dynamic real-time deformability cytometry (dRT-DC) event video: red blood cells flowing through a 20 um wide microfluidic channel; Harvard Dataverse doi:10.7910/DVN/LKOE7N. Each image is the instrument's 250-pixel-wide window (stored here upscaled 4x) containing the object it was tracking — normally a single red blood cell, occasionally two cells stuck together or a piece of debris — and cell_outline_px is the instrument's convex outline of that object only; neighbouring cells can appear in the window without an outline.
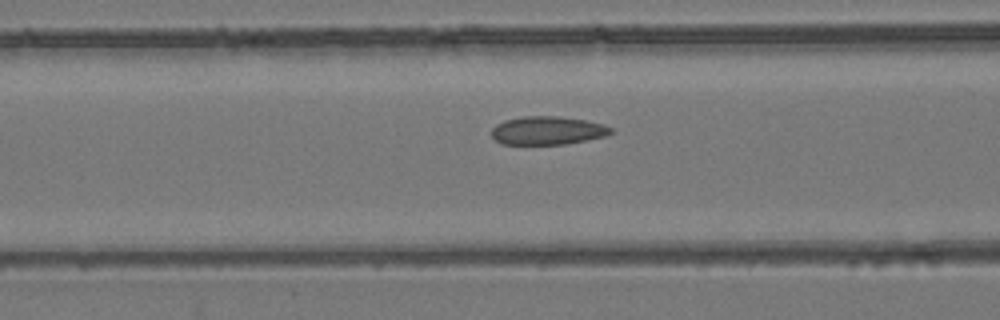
{"species": "common noctule bat (a hibernating species)", "species_latin": "Nyctalus noctula", "temperature_condition": "room temperature", "stored_images_in_passage": 36, "camera_frame_rate_fps": 3000, "um_per_image_px": 0.085, "animal": {"sex": "female", "body_mass_g": 24.6, "forearm_length_mm": 56.2}, "frame": {"image": 1, "passage_image": 5, "time_ms": 1.333, "image_size_px": [1000, 320], "cell_outline_px": [[616, 132], [608, 136], [564, 144], [500, 144], [492, 136], [492, 128], [496, 124], [504, 120], [524, 116], [556, 116], [584, 120], [604, 124], [612, 128]], "centroid_in_image_um": [46.57, 11.09], "position_along_channel_um": 120.0, "area_um2": 19.83}}
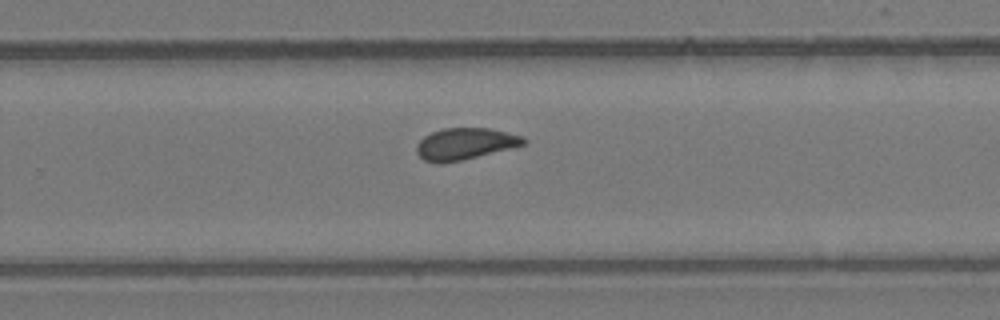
{"frame": {"image": 2, "passage_image": 18, "time_ms": 5.667, "image_size_px": [1000, 320], "cell_outline_px": [[528, 140], [524, 144], [512, 148], [460, 160], [424, 160], [416, 152], [416, 144], [424, 136], [432, 132], [444, 128], [488, 128], [524, 136]], "centroid_in_image_um": [39.58, 12.18], "position_along_channel_um": 290.2, "area_um2": 19.13}}
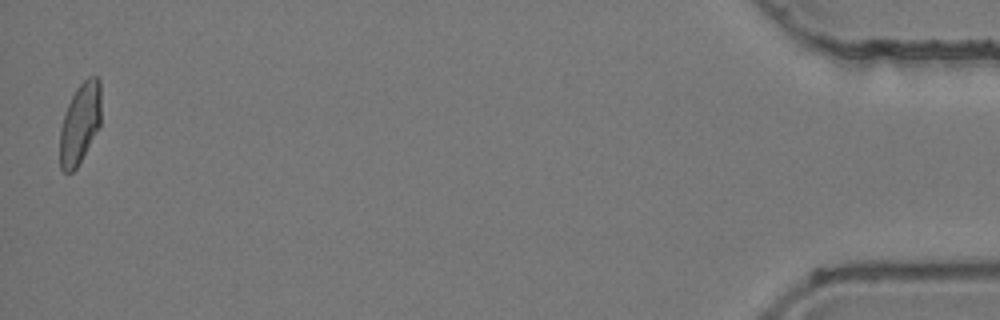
{"frame": {"image": 3, "passage_image": 36, "time_ms": 11.667, "image_size_px": [1000, 320], "cell_outline_px": [[100, 124], [76, 168], [72, 172], [64, 172], [60, 168], [60, 128], [68, 104], [76, 88], [88, 76], [96, 76], [100, 80]], "centroid_in_image_um": [6.79, 10.46], "position_along_channel_um": 428.4, "area_um2": 19.07}, "authors_computed_cell_mechanics": {"area_um2": 19.4497, "velocity_mm_per_s": 3.9281, "shape_relaxation_time_tau1_ms": 8.8477, "shape_relaxation_time_tau2_ms": 2.0399, "deformation_change_tau1": 0.1509, "deformation_change_tau2": 0.0544}}